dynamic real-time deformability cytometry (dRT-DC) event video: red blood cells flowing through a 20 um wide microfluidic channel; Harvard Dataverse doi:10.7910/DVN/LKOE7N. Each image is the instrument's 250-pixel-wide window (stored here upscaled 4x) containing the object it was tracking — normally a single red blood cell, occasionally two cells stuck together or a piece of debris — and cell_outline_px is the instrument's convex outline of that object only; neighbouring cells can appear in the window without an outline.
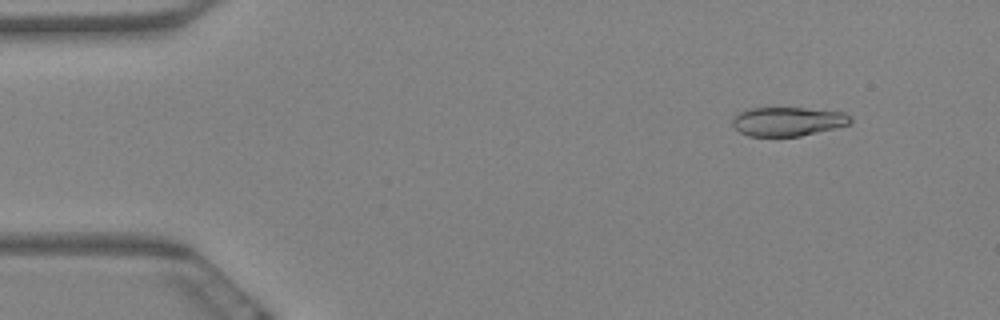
{"species": "Egyptian fruit bat (a non-hibernating species)", "species_latin": "Rousettus aegyptiacus", "temperature_condition": "warm", "stored_images_in_passage": 6, "camera_frame_rate_fps": 3000, "um_per_image_px": 0.085, "animal": {"sex": "female"}, "frame": {"image": 1, "passage_image": 2, "time_ms": 0.333, "image_size_px": [1000, 320], "cell_outline_px": [[852, 124], [836, 128], [800, 136], [748, 136], [740, 132], [732, 124], [732, 116], [736, 112], [748, 108], [804, 108], [844, 112], [852, 116]], "centroid_in_image_um": [66.96, 10.32], "position_along_channel_um": 18.0, "area_um2": 20.23}}
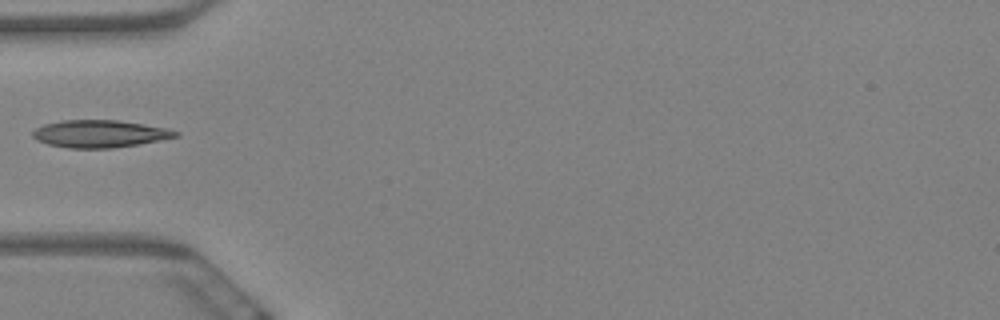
{"frame": {"image": 2, "passage_image": 6, "time_ms": 1.667, "image_size_px": [1000, 320], "cell_outline_px": [[180, 136], [160, 140], [112, 148], [68, 148], [48, 144], [36, 140], [32, 136], [32, 132], [36, 128], [44, 124], [64, 120], [116, 120], [144, 124], [168, 128], [180, 132]], "centroid_in_image_um": [8.48, 11.37], "position_along_channel_um": 76.5, "area_um2": 22.77}}